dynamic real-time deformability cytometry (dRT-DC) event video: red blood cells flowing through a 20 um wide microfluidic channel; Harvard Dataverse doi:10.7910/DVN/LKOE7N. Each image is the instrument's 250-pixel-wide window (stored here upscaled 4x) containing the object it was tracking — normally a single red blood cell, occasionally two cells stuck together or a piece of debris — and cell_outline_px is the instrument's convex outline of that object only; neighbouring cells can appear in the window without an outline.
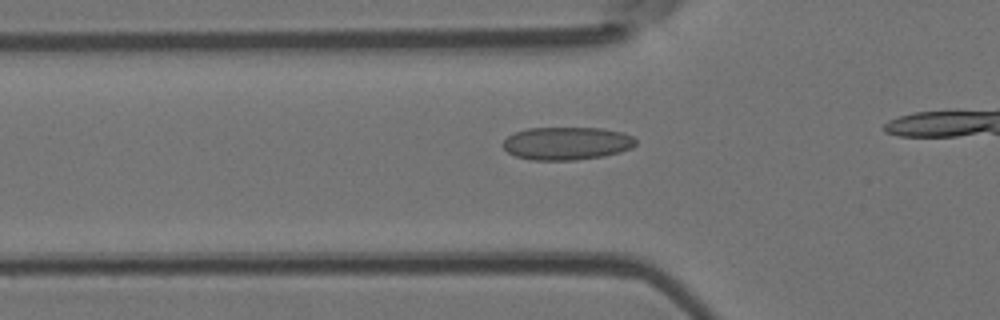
{"species": "Egyptian fruit bat (a non-hibernating species)", "species_latin": "Rousettus aegyptiacus", "temperature_condition": "room temperature", "stored_images_in_passage": 21, "camera_frame_rate_fps": 3000, "um_per_image_px": 0.085, "animal": {"sex": "female"}, "frame": {"image": 1, "passage_image": 12, "time_ms": 3.667, "image_size_px": [1000, 320], "cell_outline_px": [[636, 144], [632, 148], [620, 152], [604, 156], [576, 160], [532, 160], [516, 156], [508, 152], [500, 144], [508, 136], [516, 132], [528, 128], [600, 128], [624, 132], [632, 136], [636, 140]], "centroid_in_image_um": [48.19, 12.19], "position_along_channel_um": 77.6, "area_um2": 25.61}}
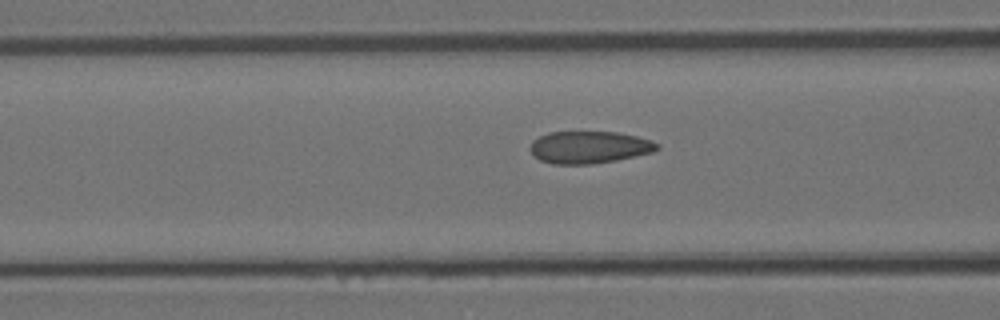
{"frame": {"image": 2, "passage_image": 15, "time_ms": 4.667, "image_size_px": [1000, 320], "cell_outline_px": [[660, 148], [652, 152], [616, 160], [592, 164], [552, 164], [540, 160], [528, 148], [532, 140], [548, 132], [616, 132], [636, 136], [660, 144]], "centroid_in_image_um": [50.05, 12.51], "position_along_channel_um": 116.5, "area_um2": 23.76}}
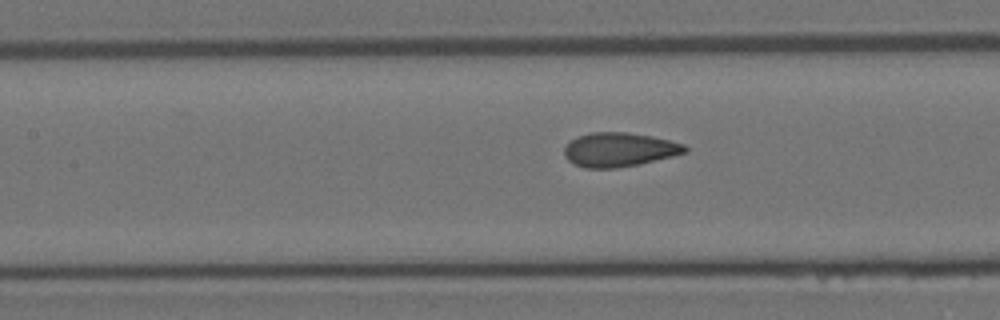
{"frame": {"image": 3, "passage_image": 18, "time_ms": 5.667, "image_size_px": [1000, 320], "cell_outline_px": [[688, 152], [640, 164], [616, 168], [584, 168], [568, 160], [564, 156], [564, 148], [572, 140], [580, 136], [592, 132], [628, 132], [652, 136], [684, 144], [688, 148]], "centroid_in_image_um": [52.65, 12.72], "position_along_channel_um": 154.7, "area_um2": 23.87}}